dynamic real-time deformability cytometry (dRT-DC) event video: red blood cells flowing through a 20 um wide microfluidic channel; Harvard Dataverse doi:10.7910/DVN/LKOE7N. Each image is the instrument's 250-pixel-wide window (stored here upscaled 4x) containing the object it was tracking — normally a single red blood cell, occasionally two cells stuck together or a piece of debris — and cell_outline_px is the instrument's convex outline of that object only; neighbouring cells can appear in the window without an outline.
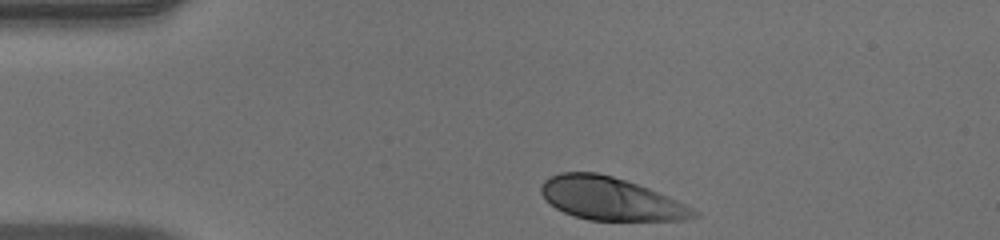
{"species": "human", "species_latin": "Homo sapiens", "temperature_condition": "warm", "stored_images_in_passage": 35, "camera_frame_rate_fps": 3000, "um_per_image_px": 0.085, "donor": {"sex": "male"}, "frame": {"image": 1, "passage_image": 1, "time_ms": 0.0, "image_size_px": [1000, 240], "cell_outline_px": [[700, 216], [684, 220], [588, 220], [564, 212], [556, 208], [540, 192], [540, 188], [544, 180], [560, 172], [596, 172], [612, 176], [648, 188], [676, 200], [700, 212]], "centroid_in_image_um": [51.91, 16.89], "position_along_channel_um": 33.1, "area_um2": 37.69}}
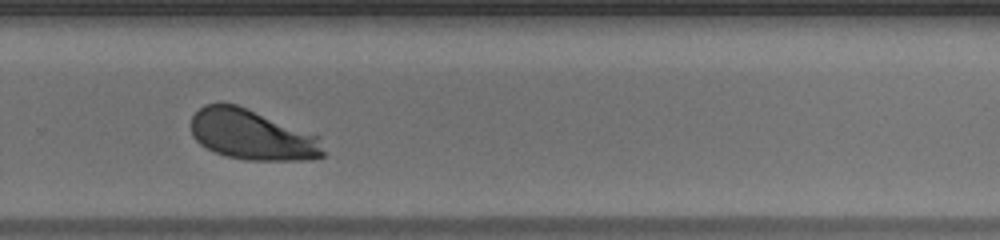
{"frame": {"image": 2, "passage_image": 26, "time_ms": 8.333, "image_size_px": [1000, 240], "cell_outline_px": [[324, 156], [308, 160], [248, 160], [224, 156], [200, 144], [192, 136], [188, 124], [192, 116], [204, 104], [236, 104], [320, 136], [324, 152]], "centroid_in_image_um": [21.4, 11.47], "position_along_channel_um": 308.4, "area_um2": 38.84}}
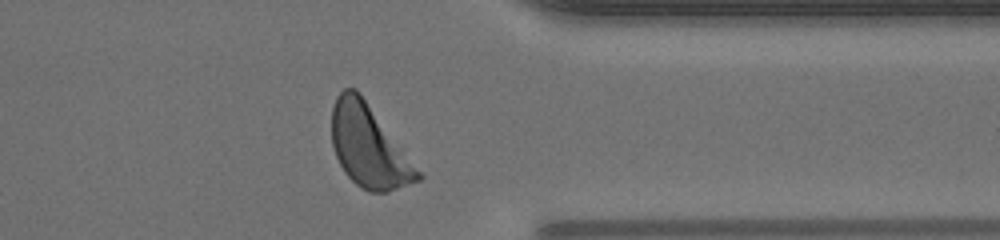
{"frame": {"image": 3, "passage_image": 32, "time_ms": 10.333, "image_size_px": [1000, 240], "cell_outline_px": [[424, 176], [420, 180], [388, 192], [368, 192], [360, 188], [344, 172], [336, 156], [332, 144], [332, 108], [336, 96], [344, 88], [356, 88], [360, 92]], "centroid_in_image_um": [31.34, 12.44], "position_along_channel_um": 380.1, "area_um2": 41.04}, "authors_computed_cell_mechanics": {"area_um2": 39.8242, "velocity_mm_per_s": 3.9225, "shape_relaxation_time_tau1_ms": 2.5155, "shape_relaxation_time_tau2_ms": null, "deformation_change_tau1": 0.1652, "deformation_change_tau2": null}}